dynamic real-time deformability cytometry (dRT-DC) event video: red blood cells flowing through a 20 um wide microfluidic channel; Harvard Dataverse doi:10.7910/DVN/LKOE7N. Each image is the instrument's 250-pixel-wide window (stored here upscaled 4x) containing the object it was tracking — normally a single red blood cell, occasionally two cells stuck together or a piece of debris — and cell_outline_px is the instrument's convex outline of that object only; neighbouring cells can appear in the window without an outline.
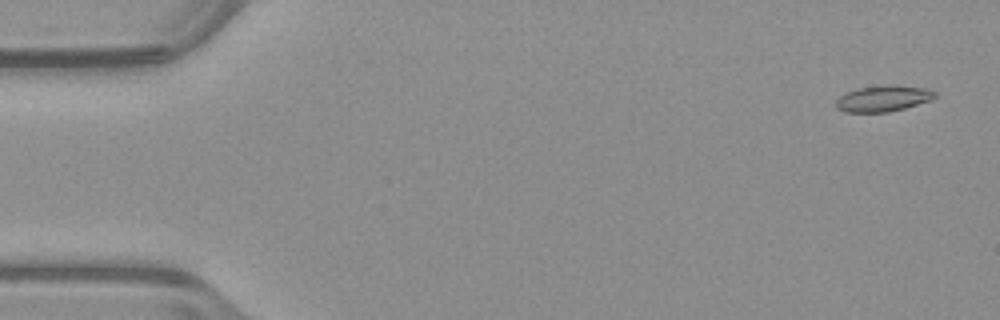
{"species": "common noctule bat (a hibernating species)", "species_latin": "Nyctalus noctula", "temperature_condition": "warm", "stored_images_in_passage": 53, "camera_frame_rate_fps": 3000, "um_per_image_px": 0.085, "animal": {"sex": "male", "body_mass_g": 23.1, "forearm_length_mm": 52.7}, "frame": {"image": 1, "passage_image": 3, "time_ms": 0.667, "image_size_px": [1000, 320], "cell_outline_px": [[936, 96], [932, 100], [904, 108], [888, 112], [844, 112], [836, 108], [836, 100], [840, 96], [856, 88], [888, 84], [892, 84], [928, 88], [936, 92]], "centroid_in_image_um": [75.09, 8.36], "position_along_channel_um": 9.9, "area_um2": 15.2}}
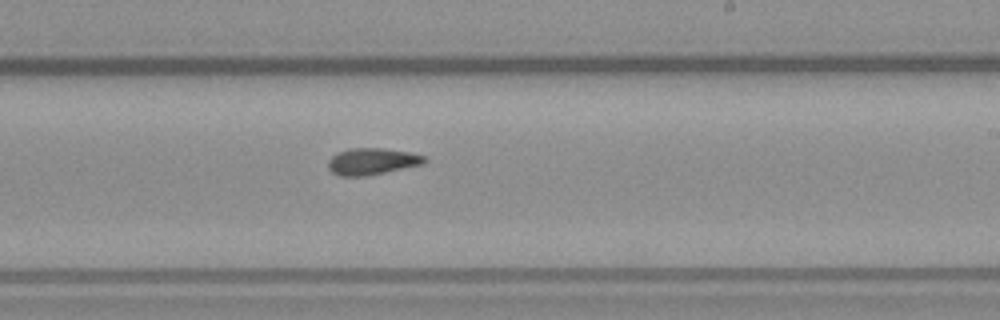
{"frame": {"image": 2, "passage_image": 32, "time_ms": 10.333, "image_size_px": [1000, 320], "cell_outline_px": [[428, 160], [424, 164], [368, 176], [340, 176], [332, 172], [328, 168], [328, 160], [336, 152], [348, 148], [384, 148], [408, 152], [424, 156]], "centroid_in_image_um": [31.61, 13.72], "position_along_channel_um": 257.4, "area_um2": 15.14}}
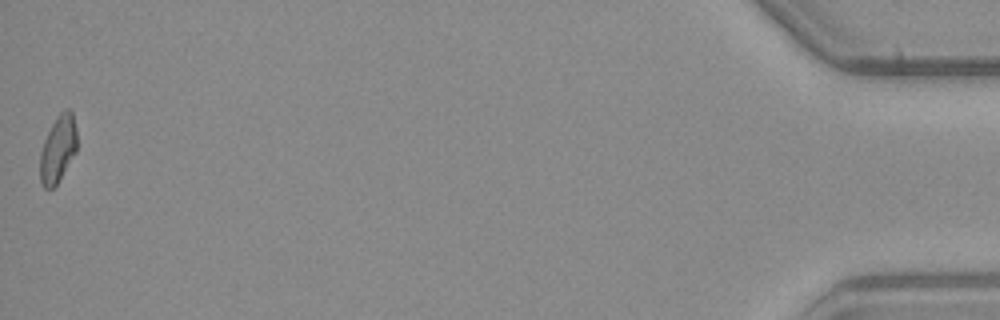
{"frame": {"image": 3, "passage_image": 53, "time_ms": 17.333, "image_size_px": [1000, 320], "cell_outline_px": [[76, 152], [56, 184], [52, 188], [44, 188], [40, 180], [40, 152], [44, 140], [56, 116], [64, 108], [68, 108], [72, 112], [76, 128]], "centroid_in_image_um": [4.92, 12.63], "position_along_channel_um": 430.3, "area_um2": 14.28}, "authors_computed_cell_mechanics": {"area_um2": 14.7968, "velocity_mm_per_s": 3.9758, "shape_relaxation_time_tau1_ms": null, "shape_relaxation_time_tau2_ms": 4.1446, "deformation_change_tau1": null, "deformation_change_tau2": 0.1044}}